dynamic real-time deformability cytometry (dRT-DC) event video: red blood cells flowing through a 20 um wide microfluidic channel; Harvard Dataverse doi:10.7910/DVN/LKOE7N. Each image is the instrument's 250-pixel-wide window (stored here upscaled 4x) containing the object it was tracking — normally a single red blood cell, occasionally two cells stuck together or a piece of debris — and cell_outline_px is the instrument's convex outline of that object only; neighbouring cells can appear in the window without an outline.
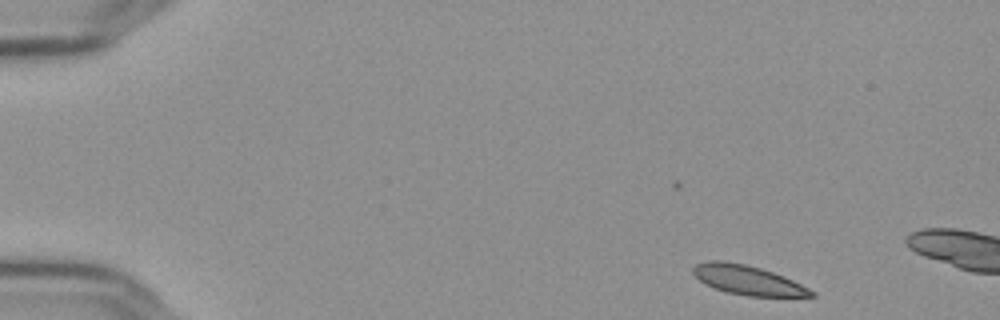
{"species": "Egyptian fruit bat (a non-hibernating species)", "species_latin": "Rousettus aegyptiacus", "temperature_condition": "cold", "stored_images_in_passage": 10, "camera_frame_rate_fps": 3000, "um_per_image_px": 0.085, "frame": {"image": 1, "passage_image": 1, "time_ms": 0.0, "image_size_px": [1000, 320], "cell_outline_px": [[816, 296], [748, 296], [728, 292], [716, 288], [700, 280], [692, 272], [692, 268], [696, 264], [708, 260], [724, 260], [744, 264], [760, 268], [784, 276], [816, 292]], "centroid_in_image_um": [63.56, 23.79], "position_along_channel_um": 21.4, "area_um2": 19.94}}